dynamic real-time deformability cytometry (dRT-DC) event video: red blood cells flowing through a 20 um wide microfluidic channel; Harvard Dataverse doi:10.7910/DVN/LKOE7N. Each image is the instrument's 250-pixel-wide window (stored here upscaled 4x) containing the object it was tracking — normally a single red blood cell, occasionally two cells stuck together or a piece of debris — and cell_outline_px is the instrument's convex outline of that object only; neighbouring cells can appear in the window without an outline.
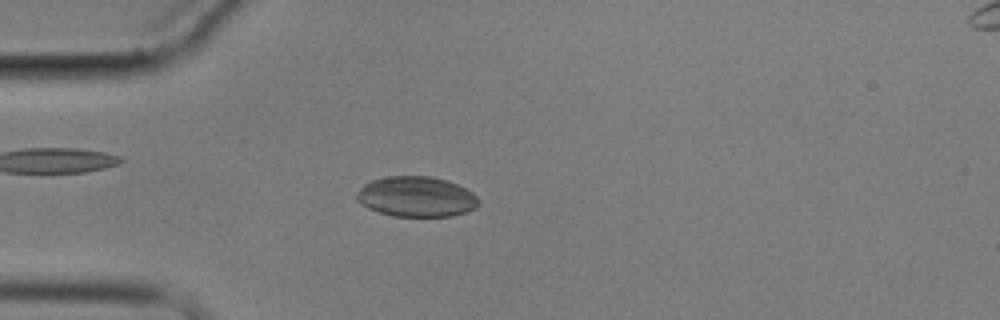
{"species": "common noctule bat (a hibernating species)", "species_latin": "Nyctalus noctula", "temperature_condition": "cold", "stored_images_in_passage": 4, "camera_frame_rate_fps": 3000, "um_per_image_px": 0.085, "animal": {"sex": "male", "body_mass_g": 17.9}, "frame": {"image": 1, "passage_image": 4, "time_ms": 3.333, "image_size_px": [1000, 320], "cell_outline_px": [[480, 200], [476, 208], [452, 216], [392, 216], [368, 208], [356, 200], [356, 192], [364, 184], [372, 180], [388, 176], [432, 176], [456, 184], [472, 192]], "centroid_in_image_um": [35.37, 16.72], "position_along_channel_um": 49.6, "area_um2": 28.55}}